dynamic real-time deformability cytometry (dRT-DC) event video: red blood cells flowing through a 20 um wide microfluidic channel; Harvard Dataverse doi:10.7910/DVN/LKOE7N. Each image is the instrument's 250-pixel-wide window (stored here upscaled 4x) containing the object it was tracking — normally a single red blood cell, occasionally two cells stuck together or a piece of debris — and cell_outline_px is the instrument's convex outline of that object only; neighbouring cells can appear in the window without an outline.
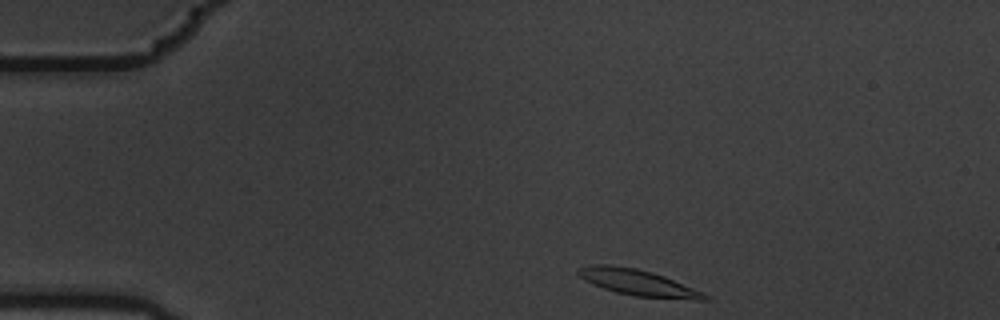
{"species": "common noctule bat (a hibernating species)", "species_latin": "Nyctalus noctula", "temperature_condition": "warm", "stored_images_in_passage": 3, "camera_frame_rate_fps": 3000, "um_per_image_px": 0.085, "animal": {"sex": "male", "body_mass_g": 19.5, "forearm_length_mm": 54.6}, "frame": {"image": 1, "passage_image": 1, "time_ms": 0.0, "image_size_px": [1000, 320], "cell_outline_px": [[712, 300], [696, 300], [636, 296], [616, 292], [592, 284], [580, 276], [576, 272], [580, 268], [592, 264], [608, 264], [636, 268], [652, 272], [664, 276], [704, 292]], "centroid_in_image_um": [54.27, 24.02], "position_along_channel_um": 30.7, "area_um2": 19.13}}